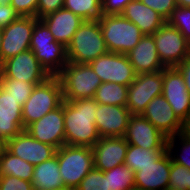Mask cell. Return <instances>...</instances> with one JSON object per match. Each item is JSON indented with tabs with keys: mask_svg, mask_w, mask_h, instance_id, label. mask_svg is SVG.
I'll use <instances>...</instances> for the list:
<instances>
[{
	"mask_svg": "<svg viewBox=\"0 0 190 190\" xmlns=\"http://www.w3.org/2000/svg\"><path fill=\"white\" fill-rule=\"evenodd\" d=\"M94 98L64 100L65 144L93 147L101 138L95 124Z\"/></svg>",
	"mask_w": 190,
	"mask_h": 190,
	"instance_id": "1",
	"label": "cell"
},
{
	"mask_svg": "<svg viewBox=\"0 0 190 190\" xmlns=\"http://www.w3.org/2000/svg\"><path fill=\"white\" fill-rule=\"evenodd\" d=\"M108 52L98 20H84L66 47L68 62L77 64H88Z\"/></svg>",
	"mask_w": 190,
	"mask_h": 190,
	"instance_id": "2",
	"label": "cell"
},
{
	"mask_svg": "<svg viewBox=\"0 0 190 190\" xmlns=\"http://www.w3.org/2000/svg\"><path fill=\"white\" fill-rule=\"evenodd\" d=\"M30 49L49 76H58L68 62L66 47L55 40L41 19L34 26Z\"/></svg>",
	"mask_w": 190,
	"mask_h": 190,
	"instance_id": "3",
	"label": "cell"
},
{
	"mask_svg": "<svg viewBox=\"0 0 190 190\" xmlns=\"http://www.w3.org/2000/svg\"><path fill=\"white\" fill-rule=\"evenodd\" d=\"M63 100L62 85L58 76H50L35 85L29 99L22 106L24 130L31 123L59 107Z\"/></svg>",
	"mask_w": 190,
	"mask_h": 190,
	"instance_id": "4",
	"label": "cell"
},
{
	"mask_svg": "<svg viewBox=\"0 0 190 190\" xmlns=\"http://www.w3.org/2000/svg\"><path fill=\"white\" fill-rule=\"evenodd\" d=\"M98 21L109 52L126 54L144 36L136 24L130 22L121 14H103Z\"/></svg>",
	"mask_w": 190,
	"mask_h": 190,
	"instance_id": "5",
	"label": "cell"
},
{
	"mask_svg": "<svg viewBox=\"0 0 190 190\" xmlns=\"http://www.w3.org/2000/svg\"><path fill=\"white\" fill-rule=\"evenodd\" d=\"M64 100L94 98L101 80L91 65L67 62L58 75Z\"/></svg>",
	"mask_w": 190,
	"mask_h": 190,
	"instance_id": "6",
	"label": "cell"
},
{
	"mask_svg": "<svg viewBox=\"0 0 190 190\" xmlns=\"http://www.w3.org/2000/svg\"><path fill=\"white\" fill-rule=\"evenodd\" d=\"M64 187L77 188L94 168L92 147L63 145L56 154Z\"/></svg>",
	"mask_w": 190,
	"mask_h": 190,
	"instance_id": "7",
	"label": "cell"
},
{
	"mask_svg": "<svg viewBox=\"0 0 190 190\" xmlns=\"http://www.w3.org/2000/svg\"><path fill=\"white\" fill-rule=\"evenodd\" d=\"M153 37L159 59L165 67H176L190 55V43L167 21Z\"/></svg>",
	"mask_w": 190,
	"mask_h": 190,
	"instance_id": "8",
	"label": "cell"
},
{
	"mask_svg": "<svg viewBox=\"0 0 190 190\" xmlns=\"http://www.w3.org/2000/svg\"><path fill=\"white\" fill-rule=\"evenodd\" d=\"M163 70L137 74L128 86L126 107L131 114H142L148 103L162 95Z\"/></svg>",
	"mask_w": 190,
	"mask_h": 190,
	"instance_id": "9",
	"label": "cell"
},
{
	"mask_svg": "<svg viewBox=\"0 0 190 190\" xmlns=\"http://www.w3.org/2000/svg\"><path fill=\"white\" fill-rule=\"evenodd\" d=\"M89 64L102 83L114 82L129 86L137 75L126 54L108 52Z\"/></svg>",
	"mask_w": 190,
	"mask_h": 190,
	"instance_id": "10",
	"label": "cell"
},
{
	"mask_svg": "<svg viewBox=\"0 0 190 190\" xmlns=\"http://www.w3.org/2000/svg\"><path fill=\"white\" fill-rule=\"evenodd\" d=\"M38 20L36 17L19 16L2 28L1 64L8 58L30 49L32 32Z\"/></svg>",
	"mask_w": 190,
	"mask_h": 190,
	"instance_id": "11",
	"label": "cell"
},
{
	"mask_svg": "<svg viewBox=\"0 0 190 190\" xmlns=\"http://www.w3.org/2000/svg\"><path fill=\"white\" fill-rule=\"evenodd\" d=\"M0 77L40 84L50 77L31 49L8 58L0 65Z\"/></svg>",
	"mask_w": 190,
	"mask_h": 190,
	"instance_id": "12",
	"label": "cell"
},
{
	"mask_svg": "<svg viewBox=\"0 0 190 190\" xmlns=\"http://www.w3.org/2000/svg\"><path fill=\"white\" fill-rule=\"evenodd\" d=\"M35 140L57 150L65 145L64 100L62 104L25 128Z\"/></svg>",
	"mask_w": 190,
	"mask_h": 190,
	"instance_id": "13",
	"label": "cell"
},
{
	"mask_svg": "<svg viewBox=\"0 0 190 190\" xmlns=\"http://www.w3.org/2000/svg\"><path fill=\"white\" fill-rule=\"evenodd\" d=\"M162 95L184 123L190 117V94L181 72L176 67L163 69Z\"/></svg>",
	"mask_w": 190,
	"mask_h": 190,
	"instance_id": "14",
	"label": "cell"
},
{
	"mask_svg": "<svg viewBox=\"0 0 190 190\" xmlns=\"http://www.w3.org/2000/svg\"><path fill=\"white\" fill-rule=\"evenodd\" d=\"M128 144L149 150H167V137L140 114H132L124 135Z\"/></svg>",
	"mask_w": 190,
	"mask_h": 190,
	"instance_id": "15",
	"label": "cell"
},
{
	"mask_svg": "<svg viewBox=\"0 0 190 190\" xmlns=\"http://www.w3.org/2000/svg\"><path fill=\"white\" fill-rule=\"evenodd\" d=\"M11 154L36 166L55 156L57 149L49 144L35 140L27 131L22 130L14 138L6 141L5 147Z\"/></svg>",
	"mask_w": 190,
	"mask_h": 190,
	"instance_id": "16",
	"label": "cell"
},
{
	"mask_svg": "<svg viewBox=\"0 0 190 190\" xmlns=\"http://www.w3.org/2000/svg\"><path fill=\"white\" fill-rule=\"evenodd\" d=\"M141 115L167 138L183 131V122L174 113L163 95L154 97Z\"/></svg>",
	"mask_w": 190,
	"mask_h": 190,
	"instance_id": "17",
	"label": "cell"
},
{
	"mask_svg": "<svg viewBox=\"0 0 190 190\" xmlns=\"http://www.w3.org/2000/svg\"><path fill=\"white\" fill-rule=\"evenodd\" d=\"M131 112L126 106L98 104L95 124L100 137H124Z\"/></svg>",
	"mask_w": 190,
	"mask_h": 190,
	"instance_id": "18",
	"label": "cell"
},
{
	"mask_svg": "<svg viewBox=\"0 0 190 190\" xmlns=\"http://www.w3.org/2000/svg\"><path fill=\"white\" fill-rule=\"evenodd\" d=\"M127 148L124 137H101L92 147L94 168L104 172L123 165Z\"/></svg>",
	"mask_w": 190,
	"mask_h": 190,
	"instance_id": "19",
	"label": "cell"
},
{
	"mask_svg": "<svg viewBox=\"0 0 190 190\" xmlns=\"http://www.w3.org/2000/svg\"><path fill=\"white\" fill-rule=\"evenodd\" d=\"M172 159L166 151L157 161L135 172V186L143 190H167Z\"/></svg>",
	"mask_w": 190,
	"mask_h": 190,
	"instance_id": "20",
	"label": "cell"
},
{
	"mask_svg": "<svg viewBox=\"0 0 190 190\" xmlns=\"http://www.w3.org/2000/svg\"><path fill=\"white\" fill-rule=\"evenodd\" d=\"M126 55L136 74L157 72L165 68L159 59L153 35H144Z\"/></svg>",
	"mask_w": 190,
	"mask_h": 190,
	"instance_id": "21",
	"label": "cell"
},
{
	"mask_svg": "<svg viewBox=\"0 0 190 190\" xmlns=\"http://www.w3.org/2000/svg\"><path fill=\"white\" fill-rule=\"evenodd\" d=\"M41 20L47 25L55 40L65 47L71 42L75 32L84 22V19L79 15L64 7L41 18Z\"/></svg>",
	"mask_w": 190,
	"mask_h": 190,
	"instance_id": "22",
	"label": "cell"
},
{
	"mask_svg": "<svg viewBox=\"0 0 190 190\" xmlns=\"http://www.w3.org/2000/svg\"><path fill=\"white\" fill-rule=\"evenodd\" d=\"M22 130V106L0 87V137L7 141Z\"/></svg>",
	"mask_w": 190,
	"mask_h": 190,
	"instance_id": "23",
	"label": "cell"
},
{
	"mask_svg": "<svg viewBox=\"0 0 190 190\" xmlns=\"http://www.w3.org/2000/svg\"><path fill=\"white\" fill-rule=\"evenodd\" d=\"M121 15L136 24L144 35H153L166 23V20L158 12L140 0L129 2Z\"/></svg>",
	"mask_w": 190,
	"mask_h": 190,
	"instance_id": "24",
	"label": "cell"
},
{
	"mask_svg": "<svg viewBox=\"0 0 190 190\" xmlns=\"http://www.w3.org/2000/svg\"><path fill=\"white\" fill-rule=\"evenodd\" d=\"M31 182L33 190H57L64 187L56 155L34 166Z\"/></svg>",
	"mask_w": 190,
	"mask_h": 190,
	"instance_id": "25",
	"label": "cell"
},
{
	"mask_svg": "<svg viewBox=\"0 0 190 190\" xmlns=\"http://www.w3.org/2000/svg\"><path fill=\"white\" fill-rule=\"evenodd\" d=\"M34 166L11 154L6 148L0 155V176H12L31 181Z\"/></svg>",
	"mask_w": 190,
	"mask_h": 190,
	"instance_id": "26",
	"label": "cell"
},
{
	"mask_svg": "<svg viewBox=\"0 0 190 190\" xmlns=\"http://www.w3.org/2000/svg\"><path fill=\"white\" fill-rule=\"evenodd\" d=\"M128 86L104 82L97 88L94 100L98 104L126 106Z\"/></svg>",
	"mask_w": 190,
	"mask_h": 190,
	"instance_id": "27",
	"label": "cell"
},
{
	"mask_svg": "<svg viewBox=\"0 0 190 190\" xmlns=\"http://www.w3.org/2000/svg\"><path fill=\"white\" fill-rule=\"evenodd\" d=\"M166 151L167 150H149L128 144L124 165L135 173L139 171V168L157 161Z\"/></svg>",
	"mask_w": 190,
	"mask_h": 190,
	"instance_id": "28",
	"label": "cell"
},
{
	"mask_svg": "<svg viewBox=\"0 0 190 190\" xmlns=\"http://www.w3.org/2000/svg\"><path fill=\"white\" fill-rule=\"evenodd\" d=\"M104 175L108 190H128L135 186V173L124 164L104 171Z\"/></svg>",
	"mask_w": 190,
	"mask_h": 190,
	"instance_id": "29",
	"label": "cell"
},
{
	"mask_svg": "<svg viewBox=\"0 0 190 190\" xmlns=\"http://www.w3.org/2000/svg\"><path fill=\"white\" fill-rule=\"evenodd\" d=\"M102 0H64V8L79 15L84 20H99L102 13Z\"/></svg>",
	"mask_w": 190,
	"mask_h": 190,
	"instance_id": "30",
	"label": "cell"
},
{
	"mask_svg": "<svg viewBox=\"0 0 190 190\" xmlns=\"http://www.w3.org/2000/svg\"><path fill=\"white\" fill-rule=\"evenodd\" d=\"M0 87L23 106L29 99L35 85L32 82L0 77Z\"/></svg>",
	"mask_w": 190,
	"mask_h": 190,
	"instance_id": "31",
	"label": "cell"
},
{
	"mask_svg": "<svg viewBox=\"0 0 190 190\" xmlns=\"http://www.w3.org/2000/svg\"><path fill=\"white\" fill-rule=\"evenodd\" d=\"M177 138H178V141H181L180 145L182 146L180 149L181 152L178 154L175 153L173 150L175 147H177V146H175V142L177 145V141H176ZM167 151L173 162L183 165L187 169L190 170V157L188 154V153H190V138L188 136H186L185 134H183L181 132L175 136L167 138ZM173 153H175L177 156ZM187 154H188V156H187Z\"/></svg>",
	"mask_w": 190,
	"mask_h": 190,
	"instance_id": "32",
	"label": "cell"
},
{
	"mask_svg": "<svg viewBox=\"0 0 190 190\" xmlns=\"http://www.w3.org/2000/svg\"><path fill=\"white\" fill-rule=\"evenodd\" d=\"M189 185L190 170L172 161L167 190H188Z\"/></svg>",
	"mask_w": 190,
	"mask_h": 190,
	"instance_id": "33",
	"label": "cell"
},
{
	"mask_svg": "<svg viewBox=\"0 0 190 190\" xmlns=\"http://www.w3.org/2000/svg\"><path fill=\"white\" fill-rule=\"evenodd\" d=\"M167 22L178 29L190 43V7L177 6Z\"/></svg>",
	"mask_w": 190,
	"mask_h": 190,
	"instance_id": "34",
	"label": "cell"
},
{
	"mask_svg": "<svg viewBox=\"0 0 190 190\" xmlns=\"http://www.w3.org/2000/svg\"><path fill=\"white\" fill-rule=\"evenodd\" d=\"M76 190H108L104 172L93 168L80 182Z\"/></svg>",
	"mask_w": 190,
	"mask_h": 190,
	"instance_id": "35",
	"label": "cell"
},
{
	"mask_svg": "<svg viewBox=\"0 0 190 190\" xmlns=\"http://www.w3.org/2000/svg\"><path fill=\"white\" fill-rule=\"evenodd\" d=\"M146 6L155 10L166 21L170 18L173 10L177 7L176 0H140Z\"/></svg>",
	"mask_w": 190,
	"mask_h": 190,
	"instance_id": "36",
	"label": "cell"
},
{
	"mask_svg": "<svg viewBox=\"0 0 190 190\" xmlns=\"http://www.w3.org/2000/svg\"><path fill=\"white\" fill-rule=\"evenodd\" d=\"M0 190H33L32 182L12 176H0Z\"/></svg>",
	"mask_w": 190,
	"mask_h": 190,
	"instance_id": "37",
	"label": "cell"
},
{
	"mask_svg": "<svg viewBox=\"0 0 190 190\" xmlns=\"http://www.w3.org/2000/svg\"><path fill=\"white\" fill-rule=\"evenodd\" d=\"M37 3L38 0H12L11 5L18 16L37 18Z\"/></svg>",
	"mask_w": 190,
	"mask_h": 190,
	"instance_id": "38",
	"label": "cell"
},
{
	"mask_svg": "<svg viewBox=\"0 0 190 190\" xmlns=\"http://www.w3.org/2000/svg\"><path fill=\"white\" fill-rule=\"evenodd\" d=\"M64 7V0H38L37 18L41 19Z\"/></svg>",
	"mask_w": 190,
	"mask_h": 190,
	"instance_id": "39",
	"label": "cell"
},
{
	"mask_svg": "<svg viewBox=\"0 0 190 190\" xmlns=\"http://www.w3.org/2000/svg\"><path fill=\"white\" fill-rule=\"evenodd\" d=\"M132 0H102V13L104 15L121 14L126 5Z\"/></svg>",
	"mask_w": 190,
	"mask_h": 190,
	"instance_id": "40",
	"label": "cell"
},
{
	"mask_svg": "<svg viewBox=\"0 0 190 190\" xmlns=\"http://www.w3.org/2000/svg\"><path fill=\"white\" fill-rule=\"evenodd\" d=\"M14 7L11 4H0V27H6L12 21L18 18Z\"/></svg>",
	"mask_w": 190,
	"mask_h": 190,
	"instance_id": "41",
	"label": "cell"
},
{
	"mask_svg": "<svg viewBox=\"0 0 190 190\" xmlns=\"http://www.w3.org/2000/svg\"><path fill=\"white\" fill-rule=\"evenodd\" d=\"M176 68L181 72L184 82L186 85V89L190 94V55L185 58Z\"/></svg>",
	"mask_w": 190,
	"mask_h": 190,
	"instance_id": "42",
	"label": "cell"
},
{
	"mask_svg": "<svg viewBox=\"0 0 190 190\" xmlns=\"http://www.w3.org/2000/svg\"><path fill=\"white\" fill-rule=\"evenodd\" d=\"M182 133L190 138V117L183 123Z\"/></svg>",
	"mask_w": 190,
	"mask_h": 190,
	"instance_id": "43",
	"label": "cell"
},
{
	"mask_svg": "<svg viewBox=\"0 0 190 190\" xmlns=\"http://www.w3.org/2000/svg\"><path fill=\"white\" fill-rule=\"evenodd\" d=\"M177 6L190 7V0H176Z\"/></svg>",
	"mask_w": 190,
	"mask_h": 190,
	"instance_id": "44",
	"label": "cell"
},
{
	"mask_svg": "<svg viewBox=\"0 0 190 190\" xmlns=\"http://www.w3.org/2000/svg\"><path fill=\"white\" fill-rule=\"evenodd\" d=\"M5 147H6V141L3 140V139L0 137V155L3 153Z\"/></svg>",
	"mask_w": 190,
	"mask_h": 190,
	"instance_id": "45",
	"label": "cell"
},
{
	"mask_svg": "<svg viewBox=\"0 0 190 190\" xmlns=\"http://www.w3.org/2000/svg\"><path fill=\"white\" fill-rule=\"evenodd\" d=\"M2 36H3V32H2V28L0 27V65H1V41H2Z\"/></svg>",
	"mask_w": 190,
	"mask_h": 190,
	"instance_id": "46",
	"label": "cell"
},
{
	"mask_svg": "<svg viewBox=\"0 0 190 190\" xmlns=\"http://www.w3.org/2000/svg\"><path fill=\"white\" fill-rule=\"evenodd\" d=\"M12 0H0V4H11Z\"/></svg>",
	"mask_w": 190,
	"mask_h": 190,
	"instance_id": "47",
	"label": "cell"
},
{
	"mask_svg": "<svg viewBox=\"0 0 190 190\" xmlns=\"http://www.w3.org/2000/svg\"><path fill=\"white\" fill-rule=\"evenodd\" d=\"M57 190H76L75 188H70V187H63L61 189H57Z\"/></svg>",
	"mask_w": 190,
	"mask_h": 190,
	"instance_id": "48",
	"label": "cell"
},
{
	"mask_svg": "<svg viewBox=\"0 0 190 190\" xmlns=\"http://www.w3.org/2000/svg\"><path fill=\"white\" fill-rule=\"evenodd\" d=\"M128 190H143V189H141L140 187H137V186H133Z\"/></svg>",
	"mask_w": 190,
	"mask_h": 190,
	"instance_id": "49",
	"label": "cell"
}]
</instances>
